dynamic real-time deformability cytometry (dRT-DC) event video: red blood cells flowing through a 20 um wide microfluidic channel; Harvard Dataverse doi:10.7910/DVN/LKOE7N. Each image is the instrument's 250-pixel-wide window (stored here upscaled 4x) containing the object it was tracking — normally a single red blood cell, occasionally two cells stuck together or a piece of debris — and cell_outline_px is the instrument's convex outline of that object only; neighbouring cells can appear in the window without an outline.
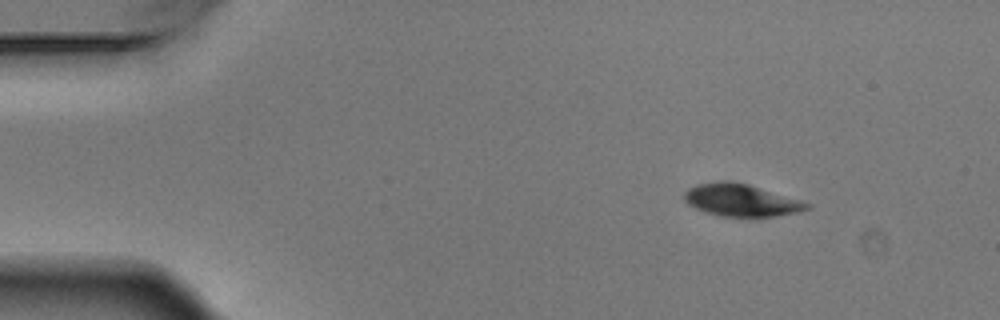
{"species": "Egyptian fruit bat (a non-hibernating species)", "species_latin": "Rousettus aegyptiacus", "temperature_condition": "warm", "stored_images_in_passage": 3, "camera_frame_rate_fps": 3000, "um_per_image_px": 0.085, "animal": {"sex": "male"}, "frame": {"image": 1, "passage_image": 1, "time_ms": 0.0, "image_size_px": [1000, 320], "cell_outline_px": [[812, 204], [808, 208], [796, 212], [776, 216], [720, 216], [696, 208], [688, 204], [684, 200], [684, 192], [688, 188], [696, 184], [724, 180], [728, 180], [748, 184]], "centroid_in_image_um": [62.94, 17.0], "position_along_channel_um": 22.1, "area_um2": 22.72}}